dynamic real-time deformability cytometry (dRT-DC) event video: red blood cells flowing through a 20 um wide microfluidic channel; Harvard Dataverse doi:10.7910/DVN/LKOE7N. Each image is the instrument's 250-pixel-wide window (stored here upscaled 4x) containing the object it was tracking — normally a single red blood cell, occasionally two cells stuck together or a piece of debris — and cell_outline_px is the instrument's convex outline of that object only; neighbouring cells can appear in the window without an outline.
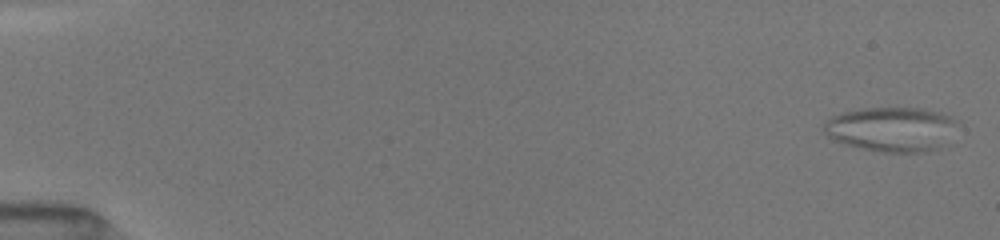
{"species": "common noctule bat (a hibernating species)", "species_latin": "Nyctalus noctula", "temperature_condition": "room temperature", "stored_images_in_passage": 14, "camera_frame_rate_fps": 3000, "um_per_image_px": 0.085, "animal": {"sex": "female", "body_mass_g": 19.5, "forearm_length_mm": 54.1}, "frame": {"image": 1, "passage_image": 1, "time_ms": 0.0, "image_size_px": [1000, 240], "cell_outline_px": [[948, 120], [932, 148], [916, 152], [884, 152], [860, 148], [836, 140], [828, 136], [824, 128], [824, 124], [828, 120], [836, 116], [848, 112], [872, 108], [916, 108], [948, 116]], "centroid_in_image_um": [75.46, 10.97], "position_along_channel_um": 9.5, "area_um2": 31.21}}